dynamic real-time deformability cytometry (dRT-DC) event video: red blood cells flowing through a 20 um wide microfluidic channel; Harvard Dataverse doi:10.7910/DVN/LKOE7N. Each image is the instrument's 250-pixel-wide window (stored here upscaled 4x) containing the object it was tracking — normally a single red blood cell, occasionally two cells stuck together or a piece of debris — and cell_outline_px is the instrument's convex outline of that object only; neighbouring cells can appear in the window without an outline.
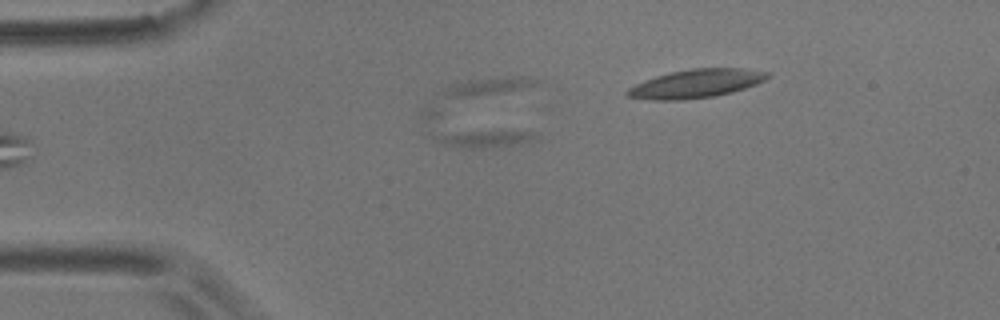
{"species": "common noctule bat (a hibernating species)", "species_latin": "Nyctalus noctula", "temperature_condition": "room temperature", "stored_images_in_passage": 5, "segment_of_instrument_passage": [1, 3], "camera_frame_rate_fps": 3000, "um_per_image_px": 0.085, "animal": {"sex": "male", "body_mass_g": 17.9}, "frame": {"image": 1, "passage_image": 1, "time_ms": 0.0, "image_size_px": [1000, 320], "cell_outline_px": [[536, 136], [528, 140], [512, 144], [484, 148], [464, 148], [444, 144], [432, 140], [424, 132], [420, 116], [420, 112], [424, 108], [432, 104], [536, 132]], "centroid_in_image_um": [39.87, 10.99], "position_along_channel_um": 45.1, "area_um2": 22.2}}